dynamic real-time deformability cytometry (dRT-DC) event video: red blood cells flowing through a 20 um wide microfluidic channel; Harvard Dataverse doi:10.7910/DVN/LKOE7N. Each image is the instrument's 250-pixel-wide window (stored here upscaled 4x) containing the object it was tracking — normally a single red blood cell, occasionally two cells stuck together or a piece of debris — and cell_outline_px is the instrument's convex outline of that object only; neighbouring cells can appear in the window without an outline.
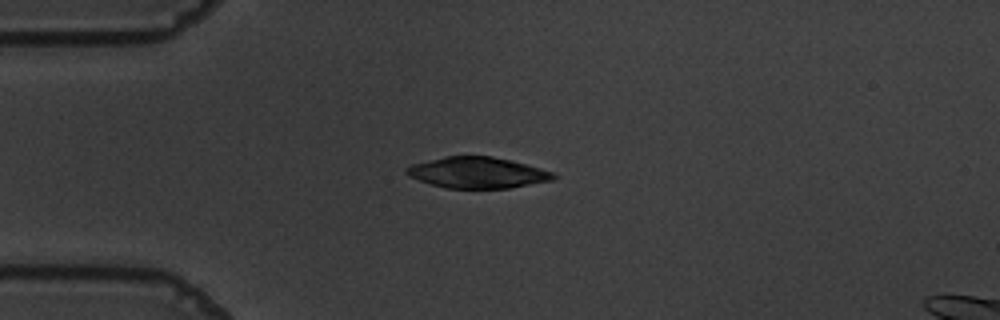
{"species": "common noctule bat (a hibernating species)", "species_latin": "Nyctalus noctula", "temperature_condition": "warm", "stored_images_in_passage": 42, "camera_frame_rate_fps": 3000, "um_per_image_px": 0.085, "animal": {"sex": "male", "body_mass_g": 19.5, "forearm_length_mm": 54.6}, "frame": {"image": 1, "passage_image": 1, "time_ms": 0.0, "image_size_px": [1000, 320], "cell_outline_px": [[560, 176], [552, 180], [508, 188], [448, 188], [432, 184], [408, 176], [404, 172], [404, 168], [412, 164], [444, 156], [492, 156], [556, 172]], "centroid_in_image_um": [40.58, 14.67], "position_along_channel_um": 44.4, "area_um2": 26.47}}
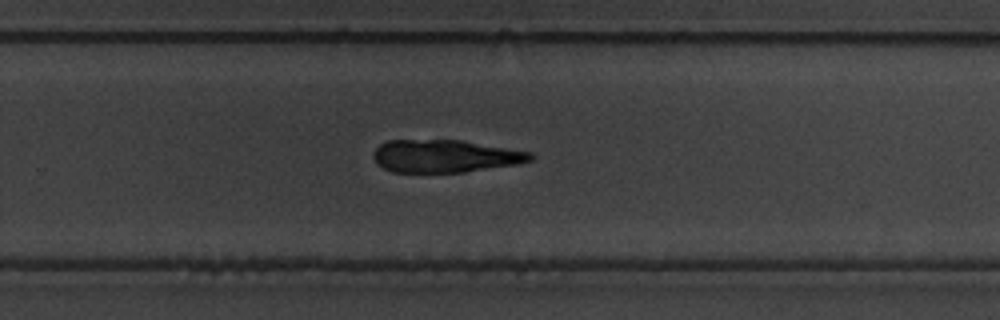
{"frame": {"image": 2, "passage_image": 23, "time_ms": 7.333, "image_size_px": [1000, 320], "cell_outline_px": [[536, 156], [532, 160], [520, 164], [464, 172], [392, 172], [376, 164], [372, 156], [376, 148], [380, 144], [388, 140], [460, 140], [532, 152]], "centroid_in_image_um": [37.85, 13.27], "position_along_channel_um": 292.0, "area_um2": 30.06}}
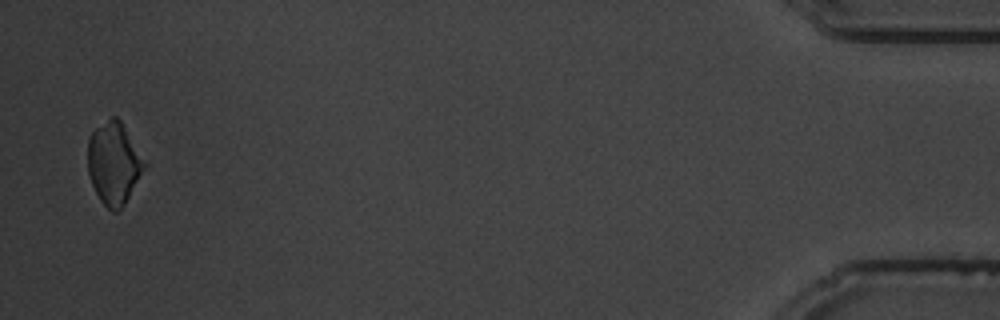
{"frame": {"image": 3, "passage_image": 41, "time_ms": 13.333, "image_size_px": [1000, 320], "cell_outline_px": [[148, 164], [124, 204], [116, 212], [112, 212], [100, 200], [92, 184], [88, 172], [88, 140], [92, 132], [96, 128], [112, 116], [116, 116], [120, 120]], "centroid_in_image_um": [9.69, 13.87], "position_along_channel_um": 425.5, "area_um2": 26.88}}